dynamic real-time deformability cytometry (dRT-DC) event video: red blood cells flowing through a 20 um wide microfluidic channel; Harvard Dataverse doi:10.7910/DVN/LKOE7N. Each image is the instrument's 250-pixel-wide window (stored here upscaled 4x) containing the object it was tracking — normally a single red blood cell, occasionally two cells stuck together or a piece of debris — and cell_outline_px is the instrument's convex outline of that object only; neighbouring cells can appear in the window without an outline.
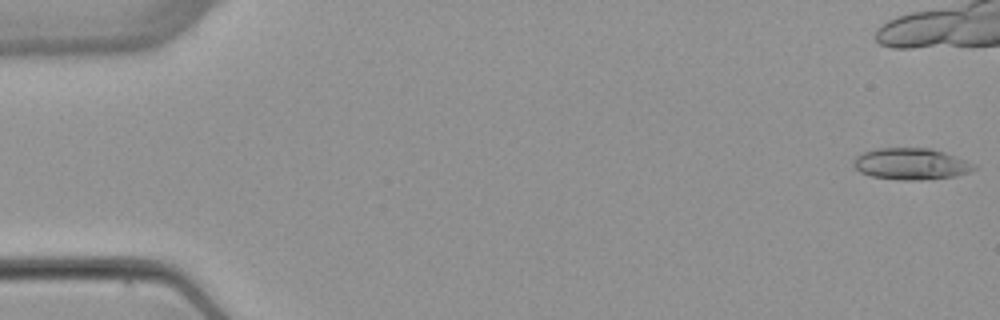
{"species": "common noctule bat (a hibernating species)", "species_latin": "Nyctalus noctula", "temperature_condition": "warm", "stored_images_in_passage": 7, "camera_frame_rate_fps": 3000, "um_per_image_px": 0.085, "animal": {"sex": "female", "body_mass_g": 22.7, "forearm_length_mm": 54.2}, "frame": {"image": 1, "passage_image": 1, "time_ms": 0.0, "image_size_px": [1000, 320], "cell_outline_px": [[976, 168], [968, 172], [956, 176], [920, 180], [900, 180], [872, 176], [860, 172], [852, 164], [852, 160], [856, 156], [864, 152], [876, 148], [932, 148], [944, 152], [976, 164]], "centroid_in_image_um": [77.42, 13.93], "position_along_channel_um": 7.6, "area_um2": 22.14}}